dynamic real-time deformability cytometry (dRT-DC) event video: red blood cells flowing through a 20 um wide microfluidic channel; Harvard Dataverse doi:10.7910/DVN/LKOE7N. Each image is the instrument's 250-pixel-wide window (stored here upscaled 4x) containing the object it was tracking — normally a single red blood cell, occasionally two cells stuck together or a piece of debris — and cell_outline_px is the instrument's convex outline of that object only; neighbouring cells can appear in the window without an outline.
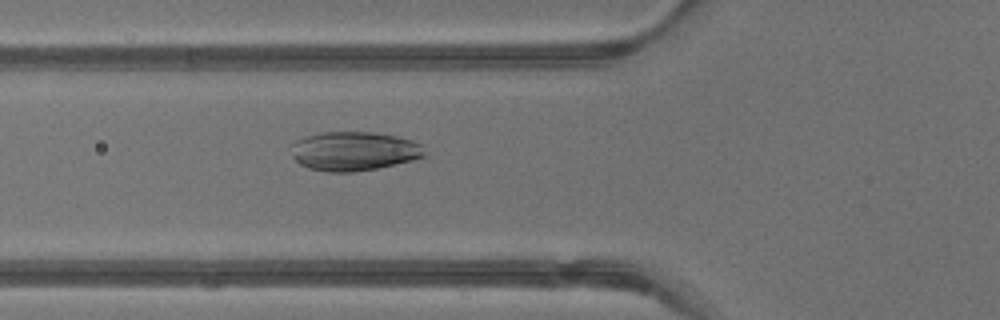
{"species": "common noctule bat (a hibernating species)", "species_latin": "Nyctalus noctula", "temperature_condition": "warm", "stored_images_in_passage": 43, "camera_frame_rate_fps": 3000, "um_per_image_px": 0.085, "animal": {"sex": "male", "body_mass_g": 13.3}, "frame": {"image": 1, "passage_image": 16, "time_ms": 5.0, "image_size_px": [1000, 320], "cell_outline_px": [[428, 156], [412, 160], [376, 168], [352, 172], [328, 172], [308, 168], [300, 164], [292, 156], [292, 144], [296, 140], [304, 136], [320, 132], [372, 132], [396, 136], [412, 140], [420, 144]], "centroid_in_image_um": [30.07, 12.84], "position_along_channel_um": 95.7, "area_um2": 30.4}}
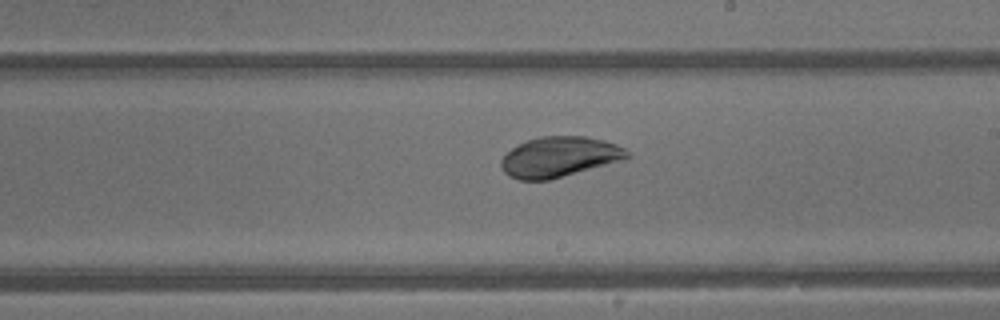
{"frame": {"image": 2, "passage_image": 25, "time_ms": 8.0, "image_size_px": [1000, 320], "cell_outline_px": [[628, 156], [624, 160], [548, 180], [520, 180], [508, 176], [504, 172], [500, 164], [500, 160], [512, 148], [528, 140], [540, 136], [588, 136], [604, 140], [616, 144], [624, 148], [628, 152]], "centroid_in_image_um": [47.54, 13.33], "position_along_channel_um": 241.5, "area_um2": 29.48}}
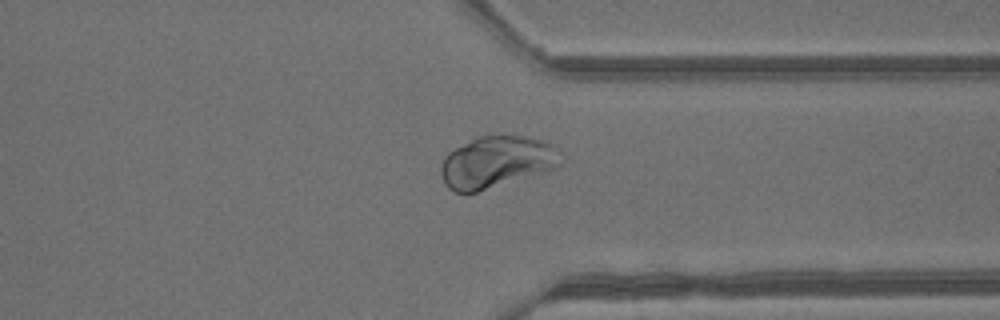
{"frame": {"image": 3, "passage_image": 33, "time_ms": 10.667, "image_size_px": [1000, 320], "cell_outline_px": [[564, 160], [560, 168], [476, 192], [456, 192], [448, 188], [444, 184], [440, 172], [440, 168], [444, 156], [448, 152], [488, 132], [524, 136], [544, 140], [552, 144], [564, 152]], "centroid_in_image_um": [42.3, 13.74], "position_along_channel_um": 369.1, "area_um2": 37.22}}